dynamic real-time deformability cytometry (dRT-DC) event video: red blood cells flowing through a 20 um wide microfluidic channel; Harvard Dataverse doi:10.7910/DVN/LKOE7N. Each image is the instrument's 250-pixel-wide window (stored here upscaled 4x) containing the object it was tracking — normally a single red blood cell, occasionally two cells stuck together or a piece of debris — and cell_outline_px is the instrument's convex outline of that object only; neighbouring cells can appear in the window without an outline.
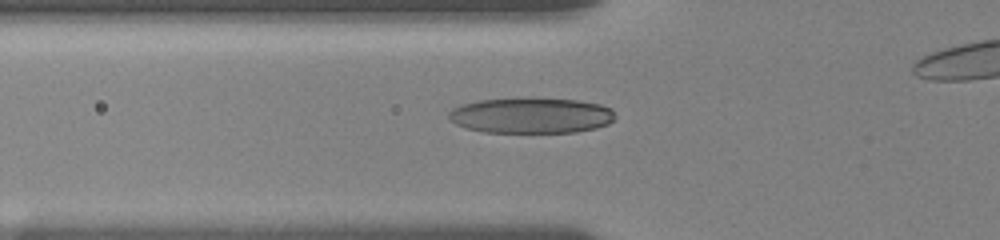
{"species": "human", "species_latin": "Homo sapiens", "temperature_condition": "room temperature", "stored_images_in_passage": 64, "camera_frame_rate_fps": 3000, "um_per_image_px": 0.085, "donor": {"sex": "female"}, "frame": {"image": 1, "passage_image": 18, "time_ms": 3.333, "image_size_px": [1000, 240], "cell_outline_px": [[616, 116], [608, 124], [596, 128], [576, 132], [484, 132], [468, 128], [456, 124], [448, 120], [448, 112], [452, 108], [460, 104], [476, 100], [528, 96], [532, 96], [576, 100], [600, 104], [612, 108]], "centroid_in_image_um": [45.12, 9.78], "position_along_channel_um": 80.7, "area_um2": 35.43}}
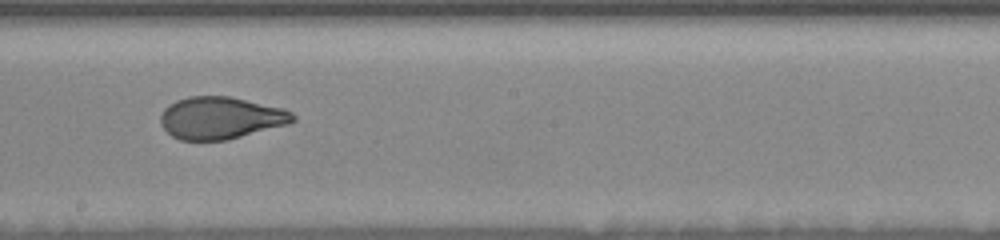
{"frame": {"image": 2, "passage_image": 36, "time_ms": 7.333, "image_size_px": [1000, 240], "cell_outline_px": [[296, 120], [288, 124], [224, 140], [180, 140], [172, 136], [160, 124], [160, 116], [164, 108], [176, 100], [188, 96], [228, 96], [284, 108], [292, 112], [296, 116]], "centroid_in_image_um": [18.74, 10.01], "position_along_channel_um": 229.5, "area_um2": 32.43}}
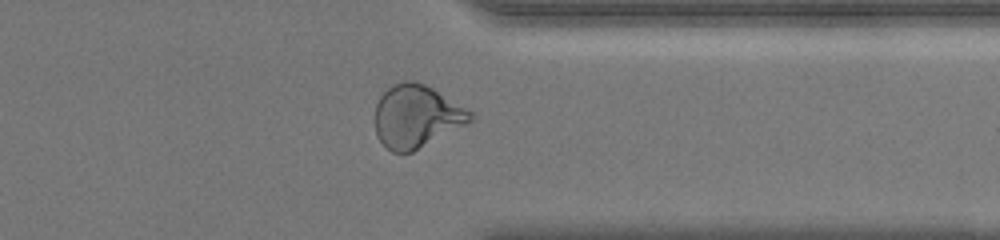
{"frame": {"image": 3, "passage_image": 53, "time_ms": 11.333, "image_size_px": [1000, 240], "cell_outline_px": [[476, 120], [412, 152], [392, 152], [376, 136], [376, 104], [380, 96], [392, 84], [404, 80], [416, 80], [432, 88], [472, 112], [476, 116]], "centroid_in_image_um": [35.42, 9.88], "position_along_channel_um": 376.0, "area_um2": 34.85}, "authors_computed_cell_mechanics": {"area_um2": 33.3506, "velocity_mm_per_s": 3.6926, "shape_relaxation_time_tau1_ms": 4.7596, "shape_relaxation_time_tau2_ms": 0.981, "deformation_change_tau1": 0.2, "deformation_change_tau2": 0.0685}}